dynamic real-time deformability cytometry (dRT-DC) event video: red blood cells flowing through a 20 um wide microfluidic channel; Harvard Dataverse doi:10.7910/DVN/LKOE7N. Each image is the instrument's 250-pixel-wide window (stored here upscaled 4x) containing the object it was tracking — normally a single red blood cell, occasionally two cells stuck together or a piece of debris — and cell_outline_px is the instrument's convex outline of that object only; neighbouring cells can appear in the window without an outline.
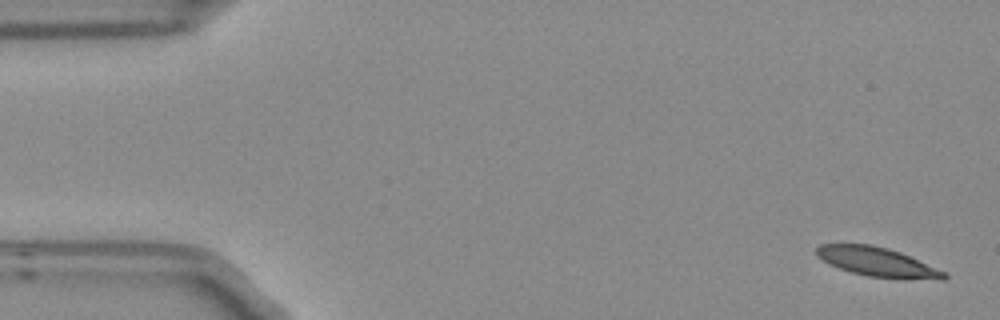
{"species": "Egyptian fruit bat (a non-hibernating species)", "species_latin": "Rousettus aegyptiacus", "temperature_condition": "room temperature", "stored_images_in_passage": 7, "camera_frame_rate_fps": 3000, "um_per_image_px": 0.085, "frame": {"image": 1, "passage_image": 1, "time_ms": 0.0, "image_size_px": [1000, 320], "cell_outline_px": [[948, 276], [944, 280], [900, 280], [868, 276], [852, 272], [828, 264], [816, 256], [816, 248], [820, 244], [872, 244], [888, 248], [900, 252], [948, 272]], "centroid_in_image_um": [74.65, 22.29], "position_along_channel_um": 10.4, "area_um2": 22.25}}
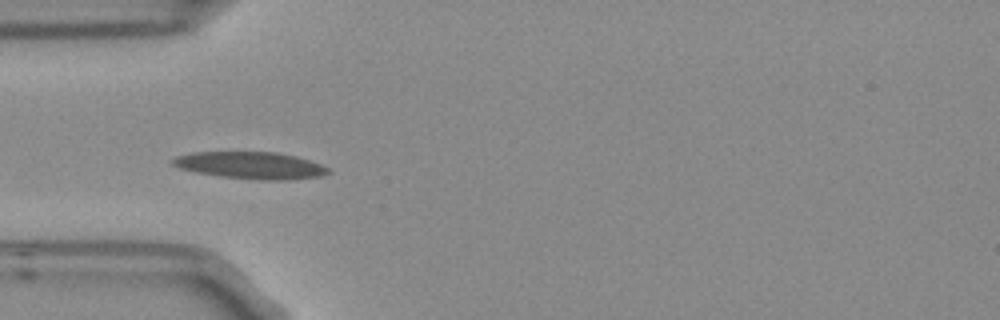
{"frame": {"image": 2, "passage_image": 5, "time_ms": 1.333, "image_size_px": [1000, 320], "cell_outline_px": [[332, 172], [320, 176], [292, 180], [260, 180], [220, 176], [196, 172], [180, 168], [172, 164], [168, 160], [176, 156], [192, 152], [276, 152], [296, 156], [320, 164], [328, 168]], "centroid_in_image_um": [21.29, 14.05], "position_along_channel_um": 63.7, "area_um2": 24.57}}